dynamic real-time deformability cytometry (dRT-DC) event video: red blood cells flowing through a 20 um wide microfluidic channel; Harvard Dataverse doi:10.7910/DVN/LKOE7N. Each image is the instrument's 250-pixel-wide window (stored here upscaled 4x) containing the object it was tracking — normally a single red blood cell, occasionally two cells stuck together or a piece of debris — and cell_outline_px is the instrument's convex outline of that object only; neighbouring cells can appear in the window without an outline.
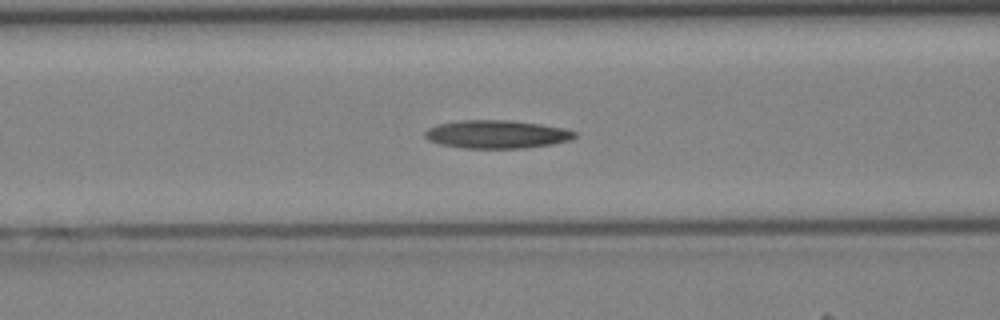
{"species": "Egyptian fruit bat (a non-hibernating species)", "species_latin": "Rousettus aegyptiacus", "temperature_condition": "cold", "stored_images_in_passage": 28, "camera_frame_rate_fps": 3000, "um_per_image_px": 0.085, "animal": {"sex": "female"}, "frame": {"image": 1, "passage_image": 9, "time_ms": 2.667, "image_size_px": [1000, 320], "cell_outline_px": [[576, 136], [568, 140], [552, 144], [524, 148], [464, 148], [440, 144], [428, 140], [424, 136], [424, 132], [428, 128], [436, 124], [460, 120], [508, 120], [540, 124], [564, 128], [576, 132]], "centroid_in_image_um": [42.18, 11.41], "position_along_channel_um": 124.4, "area_um2": 24.57}}
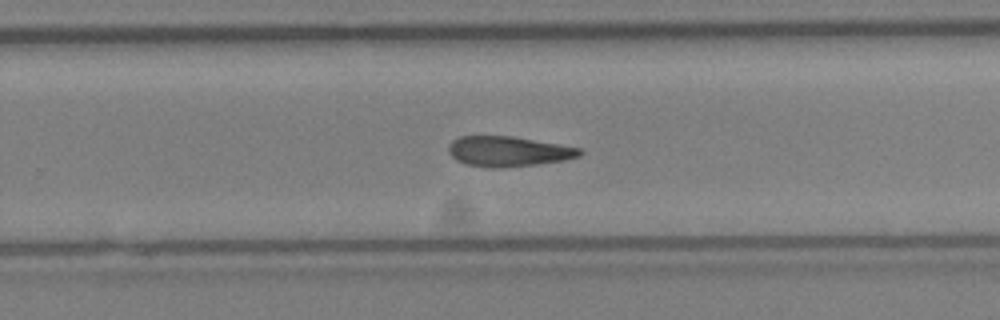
{"frame": {"image": 2, "passage_image": 19, "time_ms": 6.0, "image_size_px": [1000, 320], "cell_outline_px": [[584, 152], [580, 156], [564, 160], [536, 164], [500, 168], [492, 168], [468, 164], [456, 160], [448, 152], [448, 144], [452, 140], [460, 136], [512, 136], [580, 148]], "centroid_in_image_um": [43.18, 12.86], "position_along_channel_um": 286.6, "area_um2": 22.95}}
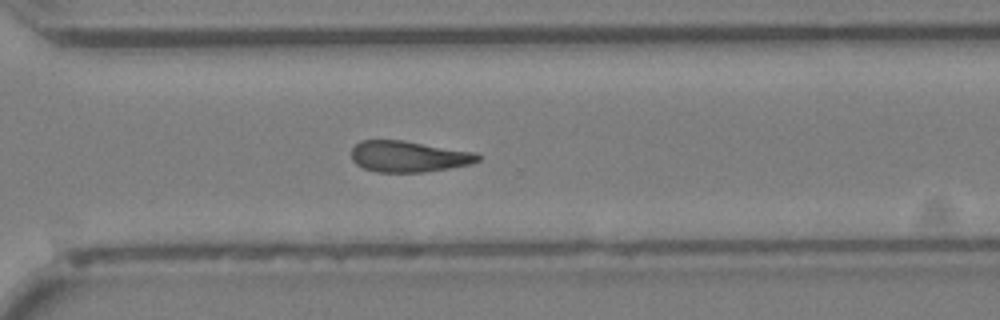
{"frame": {"image": 3, "passage_image": 22, "time_ms": 7.0, "image_size_px": [1000, 320], "cell_outline_px": [[480, 160], [472, 164], [424, 172], [376, 172], [364, 168], [356, 164], [352, 160], [352, 148], [360, 140], [400, 140], [476, 152], [480, 156]], "centroid_in_image_um": [34.73, 13.3], "position_along_channel_um": 335.9, "area_um2": 22.89}}